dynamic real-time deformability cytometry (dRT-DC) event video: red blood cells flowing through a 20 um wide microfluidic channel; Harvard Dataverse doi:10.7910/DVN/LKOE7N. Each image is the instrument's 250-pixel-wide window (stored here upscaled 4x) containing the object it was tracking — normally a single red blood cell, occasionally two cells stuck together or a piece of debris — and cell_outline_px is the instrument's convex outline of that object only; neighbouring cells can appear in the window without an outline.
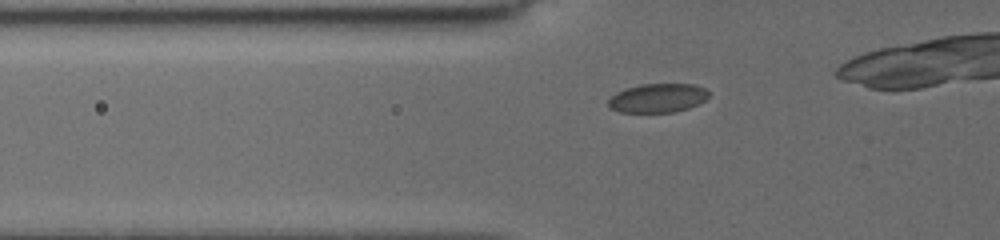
{"species": "common noctule bat (a hibernating species)", "species_latin": "Nyctalus noctula", "temperature_condition": "cold", "stored_images_in_passage": 32, "camera_frame_rate_fps": 3000, "um_per_image_px": 0.085, "animal": {"sex": "female", "body_mass_g": 19.5, "forearm_length_mm": 54.1}, "frame": {"image": 1, "passage_image": 12, "time_ms": 2.0, "image_size_px": [1000, 240], "cell_outline_px": [[708, 96], [704, 100], [688, 108], [676, 112], [620, 112], [608, 108], [608, 100], [616, 92], [640, 84], [692, 84], [704, 88], [708, 92]], "centroid_in_image_um": [55.87, 8.34], "position_along_channel_um": 69.9, "area_um2": 16.82}}
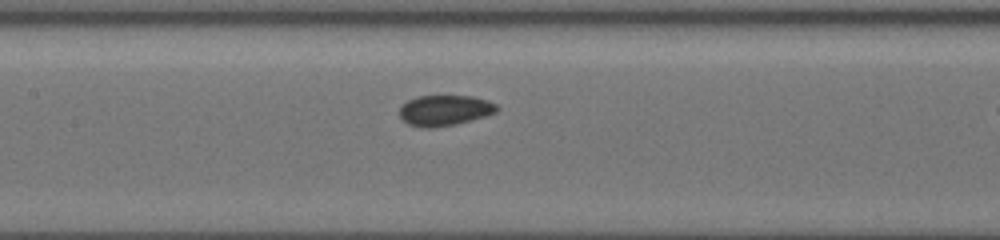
{"frame": {"image": 2, "passage_image": 24, "time_ms": 4.667, "image_size_px": [1000, 240], "cell_outline_px": [[500, 108], [496, 112], [472, 120], [456, 124], [428, 128], [408, 124], [396, 112], [408, 100], [416, 96], [472, 96], [488, 100], [496, 104]], "centroid_in_image_um": [37.8, 9.37], "position_along_channel_um": 169.6, "area_um2": 17.34}}
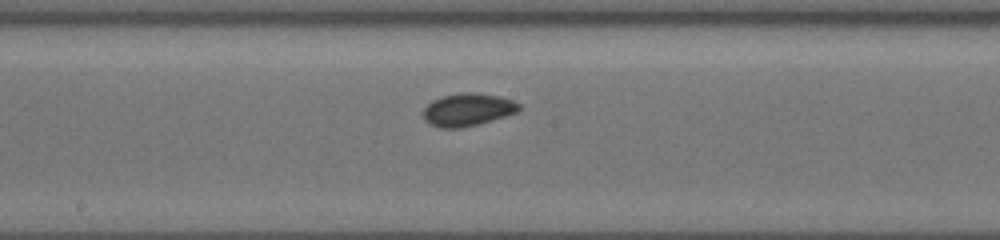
{"frame": {"image": 3, "passage_image": 29, "time_ms": 5.667, "image_size_px": [1000, 240], "cell_outline_px": [[524, 108], [520, 112], [476, 124], [456, 128], [440, 128], [428, 124], [424, 120], [420, 112], [432, 100], [440, 96], [464, 92], [476, 92], [500, 96], [512, 100], [520, 104]], "centroid_in_image_um": [39.74, 9.31], "position_along_channel_um": 208.5, "area_um2": 18.61}}